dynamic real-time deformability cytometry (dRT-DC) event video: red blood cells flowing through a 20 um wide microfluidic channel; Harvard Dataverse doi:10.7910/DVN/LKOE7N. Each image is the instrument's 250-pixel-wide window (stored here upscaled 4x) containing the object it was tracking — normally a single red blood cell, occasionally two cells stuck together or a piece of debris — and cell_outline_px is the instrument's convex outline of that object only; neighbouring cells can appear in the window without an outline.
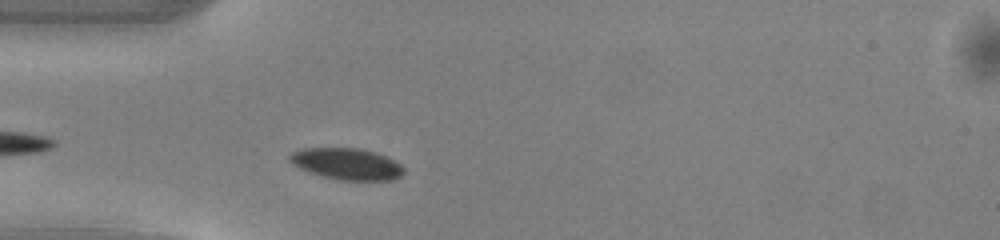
{"species": "common noctule bat (a hibernating species)", "species_latin": "Nyctalus noctula", "temperature_condition": "warm", "stored_images_in_passage": 26, "camera_frame_rate_fps": 3000, "um_per_image_px": 0.085, "animal": {"sex": "male", "body_mass_g": 13.0, "forearm_length_mm": 53.1}, "frame": {"image": 1, "passage_image": 5, "time_ms": 1.333, "image_size_px": [1000, 240], "cell_outline_px": [[404, 172], [400, 176], [392, 180], [340, 180], [308, 172], [292, 164], [288, 160], [288, 156], [292, 152], [304, 148], [360, 148], [384, 156], [400, 164], [404, 168]], "centroid_in_image_um": [29.44, 13.93], "position_along_channel_um": 55.6, "area_um2": 20.75}}
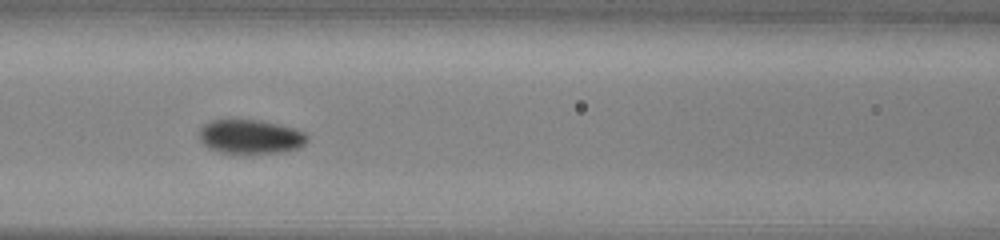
{"frame": {"image": 2, "passage_image": 12, "time_ms": 3.667, "image_size_px": [1000, 240], "cell_outline_px": [[308, 140], [300, 148], [288, 152], [220, 152], [208, 148], [200, 140], [200, 128], [204, 124], [212, 120], [260, 120], [292, 128], [304, 132], [308, 136]], "centroid_in_image_um": [21.31, 11.61], "position_along_channel_um": 145.3, "area_um2": 21.21}}
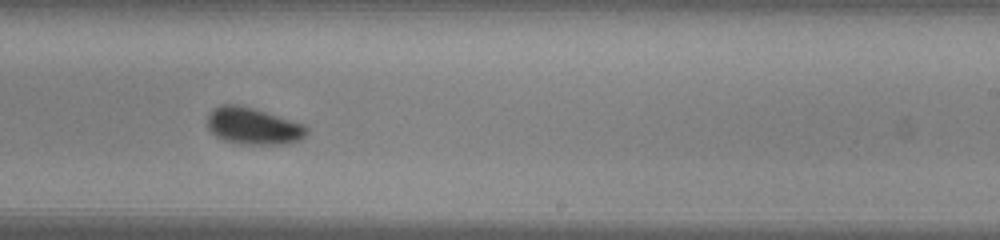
{"frame": {"image": 3, "passage_image": 21, "time_ms": 6.667, "image_size_px": [1000, 240], "cell_outline_px": [[308, 132], [300, 140], [284, 144], [240, 144], [224, 140], [216, 136], [208, 128], [208, 116], [216, 108], [224, 104], [236, 104], [252, 108], [304, 124], [308, 128]], "centroid_in_image_um": [21.54, 10.73], "position_along_channel_um": 267.5, "area_um2": 20.98}}